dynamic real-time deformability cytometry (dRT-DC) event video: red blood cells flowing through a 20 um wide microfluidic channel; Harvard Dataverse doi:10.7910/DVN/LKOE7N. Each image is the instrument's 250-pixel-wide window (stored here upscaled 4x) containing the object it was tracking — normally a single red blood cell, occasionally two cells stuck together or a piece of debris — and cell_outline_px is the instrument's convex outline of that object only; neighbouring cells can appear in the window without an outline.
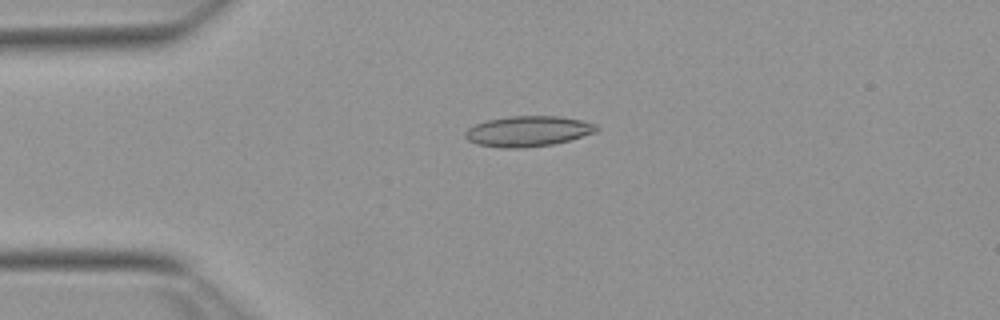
{"species": "Egyptian fruit bat (a non-hibernating species)", "species_latin": "Rousettus aegyptiacus", "temperature_condition": "warm", "stored_images_in_passage": 36, "camera_frame_rate_fps": 3000, "um_per_image_px": 0.085, "animal": {"sex": "female"}, "frame": {"image": 1, "passage_image": 2, "time_ms": 0.333, "image_size_px": [1000, 320], "cell_outline_px": [[600, 128], [596, 132], [568, 140], [552, 144], [524, 148], [504, 148], [476, 144], [468, 140], [464, 136], [464, 132], [468, 128], [476, 124], [488, 120], [508, 116], [560, 116], [580, 120], [596, 124]], "centroid_in_image_um": [44.87, 11.15], "position_along_channel_um": 40.1, "area_um2": 23.29}}
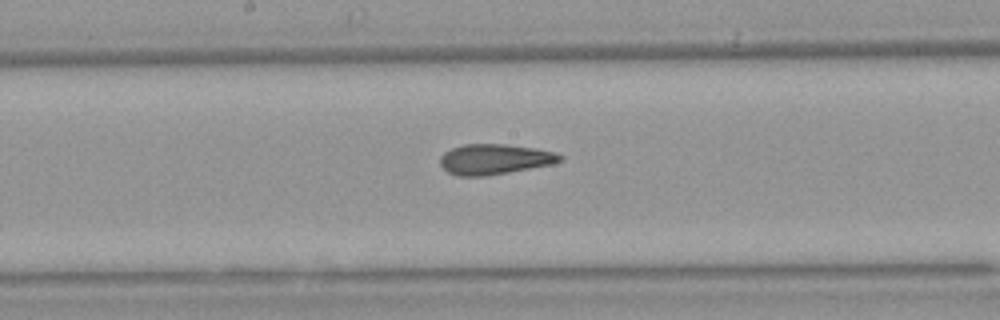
{"frame": {"image": 2, "passage_image": 17, "time_ms": 5.333, "image_size_px": [1000, 320], "cell_outline_px": [[564, 160], [552, 164], [488, 176], [456, 176], [448, 172], [440, 164], [440, 156], [444, 152], [452, 148], [464, 144], [504, 144], [532, 148], [552, 152], [564, 156]], "centroid_in_image_um": [42.01, 13.54], "position_along_channel_um": 206.2, "area_um2": 21.15}}
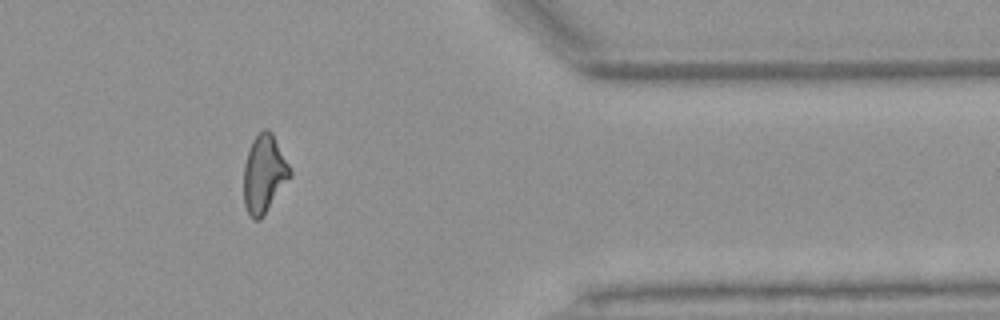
{"frame": {"image": 3, "passage_image": 33, "time_ms": 10.667, "image_size_px": [1000, 320], "cell_outline_px": [[292, 176], [264, 216], [260, 220], [252, 220], [244, 204], [244, 164], [252, 140], [264, 128], [268, 128], [272, 132], [292, 168]], "centroid_in_image_um": [22.48, 14.79], "position_along_channel_um": 388.9, "area_um2": 21.39}, "authors_computed_cell_mechanics": {"area_um2": 21.3571, "velocity_mm_per_s": 3.8462, "shape_relaxation_time_tau1_ms": 10.9846, "shape_relaxation_time_tau2_ms": 2.5564, "deformation_change_tau1": 0.2535, "deformation_change_tau2": 0.1009}}